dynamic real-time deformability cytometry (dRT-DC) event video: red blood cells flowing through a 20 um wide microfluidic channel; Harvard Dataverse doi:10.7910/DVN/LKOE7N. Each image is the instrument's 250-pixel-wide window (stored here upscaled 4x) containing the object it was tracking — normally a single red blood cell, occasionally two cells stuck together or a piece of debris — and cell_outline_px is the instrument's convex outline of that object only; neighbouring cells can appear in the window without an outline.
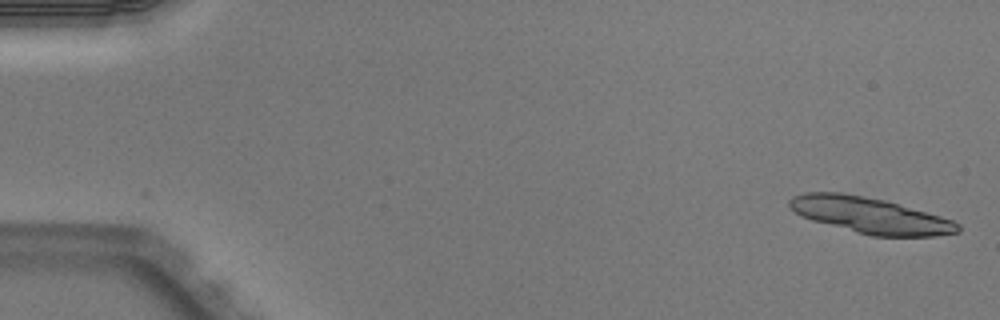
{"species": "Egyptian fruit bat (a non-hibernating species)", "species_latin": "Rousettus aegyptiacus", "temperature_condition": "warm", "stored_images_in_passage": 16, "camera_frame_rate_fps": 3000, "um_per_image_px": 0.085, "animal": {"sex": "male"}, "frame": {"image": 1, "passage_image": 2, "time_ms": 0.333, "image_size_px": [1000, 320], "cell_outline_px": [[960, 232], [932, 236], [872, 236], [812, 220], [800, 216], [788, 204], [788, 200], [792, 196], [804, 192], [840, 192], [864, 196], [884, 200], [940, 216], [952, 220], [960, 224]], "centroid_in_image_um": [73.94, 18.29], "position_along_channel_um": 11.1, "area_um2": 34.97}}